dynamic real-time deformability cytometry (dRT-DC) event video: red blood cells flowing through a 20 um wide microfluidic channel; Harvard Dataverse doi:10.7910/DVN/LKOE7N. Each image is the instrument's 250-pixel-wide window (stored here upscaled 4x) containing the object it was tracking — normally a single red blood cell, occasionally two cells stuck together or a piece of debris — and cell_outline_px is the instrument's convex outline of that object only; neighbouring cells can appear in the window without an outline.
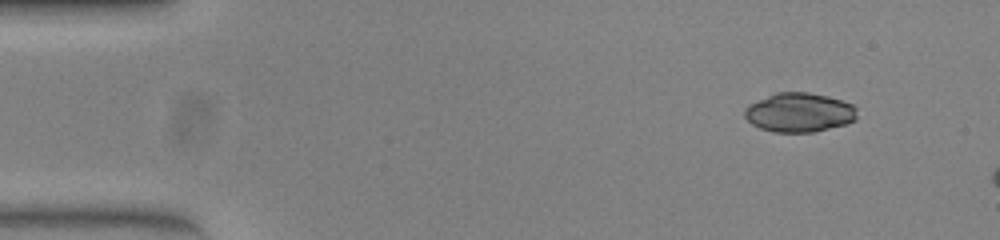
{"species": "common noctule bat (a hibernating species)", "species_latin": "Nyctalus noctula", "temperature_condition": "warm", "stored_images_in_passage": 6, "camera_frame_rate_fps": 3000, "um_per_image_px": 0.085, "animal": {"sex": "female", "body_mass_g": 23.0, "forearm_length_mm": 53.4}, "frame": {"image": 1, "passage_image": 1, "time_ms": 0.0, "image_size_px": [1000, 240], "cell_outline_px": [[856, 120], [844, 124], [816, 132], [772, 132], [760, 128], [752, 124], [744, 116], [744, 108], [748, 104], [776, 92], [808, 92], [828, 96], [852, 104], [856, 108]], "centroid_in_image_um": [67.91, 9.56], "position_along_channel_um": 17.1, "area_um2": 25.78}}